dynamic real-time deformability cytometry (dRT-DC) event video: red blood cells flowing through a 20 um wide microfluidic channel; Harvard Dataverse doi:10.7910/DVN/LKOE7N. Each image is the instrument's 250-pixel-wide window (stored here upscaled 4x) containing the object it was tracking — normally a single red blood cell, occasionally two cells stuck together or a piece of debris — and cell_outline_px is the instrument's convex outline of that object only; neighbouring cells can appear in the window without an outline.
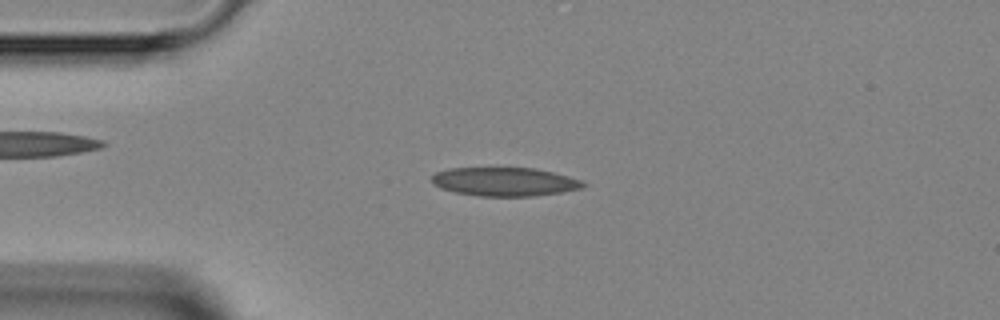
{"species": "Egyptian fruit bat (a non-hibernating species)", "species_latin": "Rousettus aegyptiacus", "temperature_condition": "room temperature", "stored_images_in_passage": 5, "camera_frame_rate_fps": 3000, "um_per_image_px": 0.085, "animal": {"sex": "female"}, "frame": {"image": 1, "passage_image": 3, "time_ms": 2.333, "image_size_px": [1000, 320], "cell_outline_px": [[588, 184], [584, 188], [560, 192], [532, 196], [476, 196], [456, 192], [440, 188], [432, 184], [432, 176], [436, 172], [448, 168], [536, 168], [584, 180]], "centroid_in_image_um": [42.91, 15.44], "position_along_channel_um": 42.1, "area_um2": 25.43}}
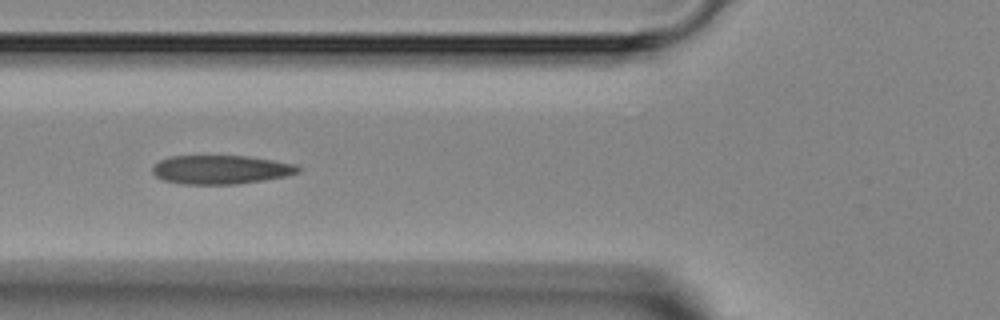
{"frame": {"image": 2, "passage_image": 5, "time_ms": 4.333, "image_size_px": [1000, 320], "cell_outline_px": [[304, 168], [300, 172], [284, 176], [264, 180], [236, 184], [180, 184], [164, 180], [156, 176], [152, 172], [152, 168], [160, 160], [172, 156], [248, 156], [296, 164]], "centroid_in_image_um": [18.8, 14.42], "position_along_channel_um": 107.0, "area_um2": 24.45}}